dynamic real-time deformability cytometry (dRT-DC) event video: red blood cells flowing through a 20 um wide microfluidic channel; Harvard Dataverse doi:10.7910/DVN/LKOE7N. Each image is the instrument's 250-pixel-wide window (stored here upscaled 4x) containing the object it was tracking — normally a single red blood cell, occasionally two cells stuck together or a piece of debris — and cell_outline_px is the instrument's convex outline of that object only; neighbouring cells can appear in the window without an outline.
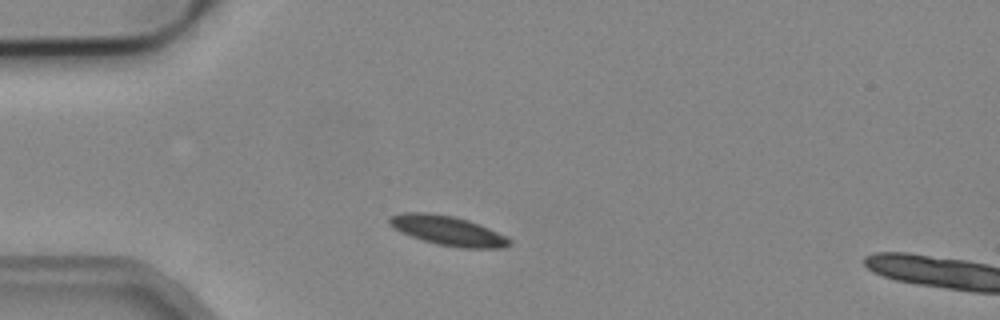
{"species": "common noctule bat (a hibernating species)", "species_latin": "Nyctalus noctula", "temperature_condition": "cold", "stored_images_in_passage": 2, "camera_frame_rate_fps": 3000, "um_per_image_px": 0.085, "animal": {"sex": "male", "body_mass_g": 19.2, "forearm_length_mm": 51.8}, "frame": {"image": 1, "passage_image": 1, "time_ms": 0.0, "image_size_px": [1000, 320], "cell_outline_px": [[512, 244], [504, 248], [460, 248], [436, 244], [412, 236], [392, 228], [388, 224], [388, 216], [400, 212], [428, 212], [452, 216], [468, 220], [480, 224], [508, 236], [512, 240]], "centroid_in_image_um": [38.08, 19.6], "position_along_channel_um": 46.9, "area_um2": 20.98}}